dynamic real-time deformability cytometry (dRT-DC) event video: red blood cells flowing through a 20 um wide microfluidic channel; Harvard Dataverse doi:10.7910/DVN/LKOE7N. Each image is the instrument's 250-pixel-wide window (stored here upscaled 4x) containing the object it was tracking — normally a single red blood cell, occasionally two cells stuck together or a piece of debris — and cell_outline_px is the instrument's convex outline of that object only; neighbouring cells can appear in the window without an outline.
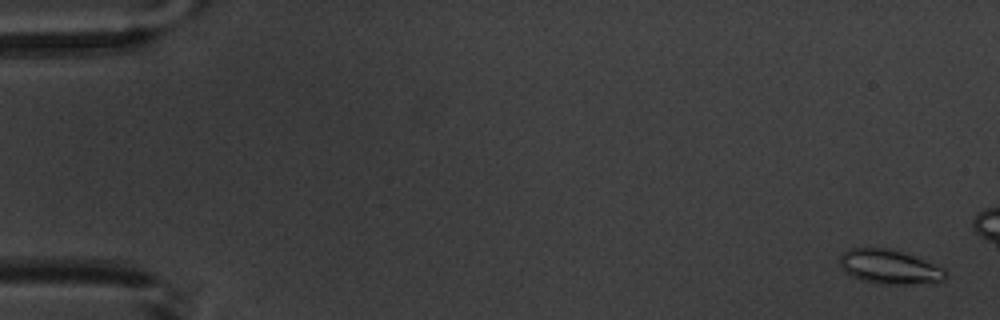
{"species": "common noctule bat (a hibernating species)", "species_latin": "Nyctalus noctula", "temperature_condition": "warm", "stored_images_in_passage": 5, "camera_frame_rate_fps": 3000, "um_per_image_px": 0.085, "animal": {"sex": "male", "body_mass_g": 20.1, "forearm_length_mm": 53.5}, "frame": {"image": 1, "passage_image": 1, "time_ms": 0.0, "image_size_px": [1000, 320], "cell_outline_px": [[948, 276], [944, 280], [904, 284], [884, 284], [864, 280], [852, 276], [844, 272], [840, 264], [840, 256], [848, 248], [888, 248], [912, 256], [944, 268], [948, 272]], "centroid_in_image_um": [75.58, 22.68], "position_along_channel_um": 9.4, "area_um2": 20.69}}